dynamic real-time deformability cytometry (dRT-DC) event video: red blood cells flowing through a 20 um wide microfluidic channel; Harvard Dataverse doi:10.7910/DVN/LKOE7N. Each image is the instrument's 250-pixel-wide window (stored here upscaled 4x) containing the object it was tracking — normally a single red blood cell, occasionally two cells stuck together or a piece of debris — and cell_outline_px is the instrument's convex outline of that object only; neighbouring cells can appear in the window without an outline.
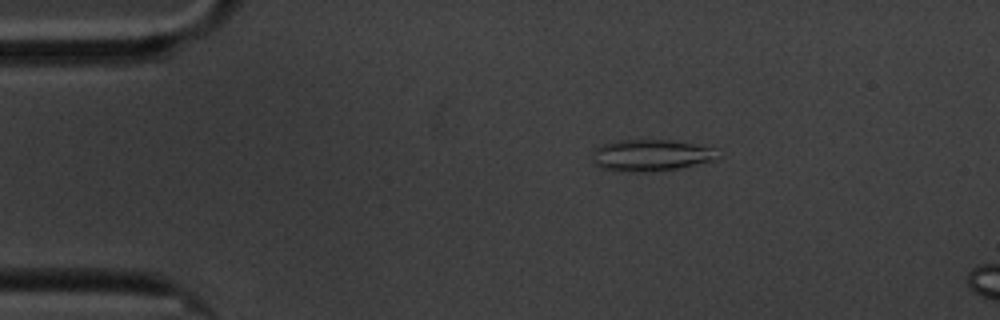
{"species": "common noctule bat (a hibernating species)", "species_latin": "Nyctalus noctula", "temperature_condition": "cold", "stored_images_in_passage": 16, "camera_frame_rate_fps": 3000, "um_per_image_px": 0.085, "animal": {"sex": "male", "body_mass_g": 20.1, "forearm_length_mm": 53.5}, "frame": {"image": 1, "passage_image": 10, "time_ms": 3.0, "image_size_px": [1000, 320], "cell_outline_px": [[720, 156], [712, 160], [680, 168], [640, 172], [628, 172], [600, 168], [596, 164], [592, 152], [596, 148], [604, 144], [616, 140], [672, 140], [712, 148]], "centroid_in_image_um": [55.29, 13.2], "position_along_channel_um": 29.7, "area_um2": 22.72}}